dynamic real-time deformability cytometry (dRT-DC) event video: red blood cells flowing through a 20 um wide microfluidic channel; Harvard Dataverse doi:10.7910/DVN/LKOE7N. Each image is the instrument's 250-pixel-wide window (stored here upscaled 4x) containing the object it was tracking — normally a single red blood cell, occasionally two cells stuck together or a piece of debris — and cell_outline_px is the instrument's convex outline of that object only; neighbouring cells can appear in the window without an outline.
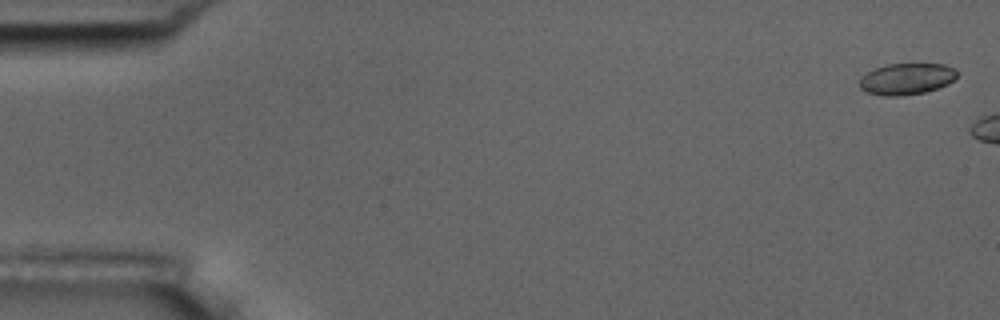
{"species": "common noctule bat (a hibernating species)", "species_latin": "Nyctalus noctula", "temperature_condition": "room temperature", "stored_images_in_passage": 4, "camera_frame_rate_fps": 3000, "um_per_image_px": 0.085, "animal": {"sex": "male", "body_mass_g": 17.5, "forearm_length_mm": 52.3}, "frame": {"image": 1, "passage_image": 1, "time_ms": 0.0, "image_size_px": [1000, 320], "cell_outline_px": [[960, 72], [948, 84], [924, 92], [904, 96], [884, 96], [868, 92], [860, 88], [860, 80], [868, 72], [876, 68], [888, 64], [944, 64], [956, 68]], "centroid_in_image_um": [77.11, 6.7], "position_along_channel_um": 7.9, "area_um2": 17.74}}